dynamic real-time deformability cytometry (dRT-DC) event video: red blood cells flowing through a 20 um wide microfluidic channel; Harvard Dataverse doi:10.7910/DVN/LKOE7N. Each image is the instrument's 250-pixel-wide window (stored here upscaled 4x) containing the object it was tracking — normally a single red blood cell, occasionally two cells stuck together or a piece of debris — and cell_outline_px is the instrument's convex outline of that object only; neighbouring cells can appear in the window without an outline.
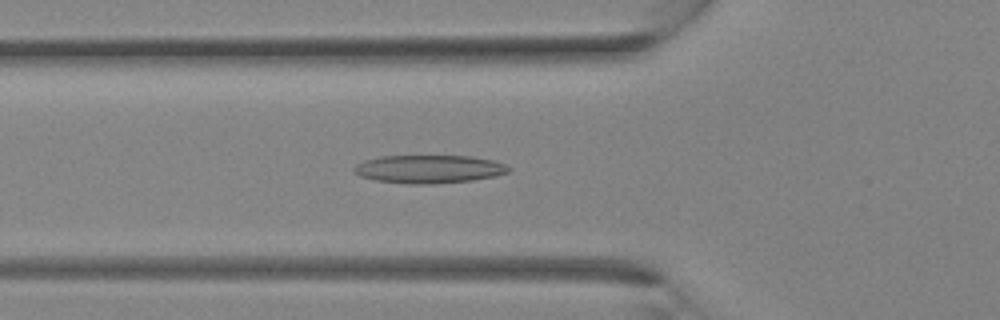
{"species": "Egyptian fruit bat (a non-hibernating species)", "species_latin": "Rousettus aegyptiacus", "temperature_condition": "room temperature", "stored_images_in_passage": 33, "camera_frame_rate_fps": 3000, "um_per_image_px": 0.085, "animal": {"sex": "female"}, "frame": {"image": 1, "passage_image": 11, "time_ms": 3.333, "image_size_px": [1000, 320], "cell_outline_px": [[508, 172], [496, 176], [472, 180], [436, 184], [408, 184], [376, 180], [360, 176], [352, 168], [356, 164], [364, 160], [380, 156], [472, 156], [492, 160], [504, 164], [508, 168]], "centroid_in_image_um": [36.44, 14.37], "position_along_channel_um": 89.4, "area_um2": 25.32}}
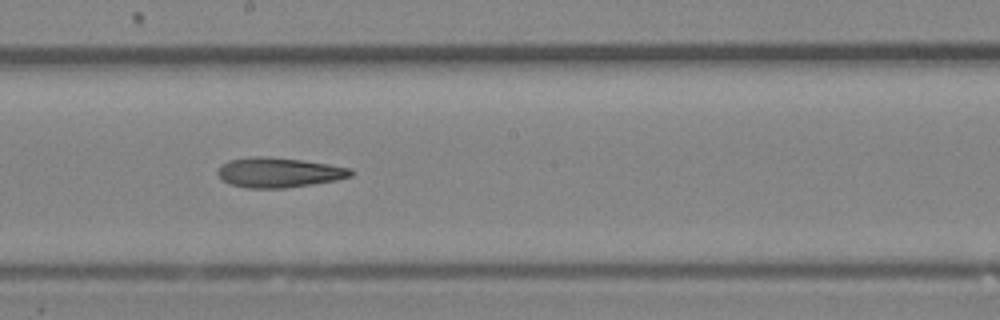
{"frame": {"image": 2, "passage_image": 18, "time_ms": 5.667, "image_size_px": [1000, 320], "cell_outline_px": [[352, 176], [336, 180], [312, 184], [284, 188], [248, 188], [228, 184], [216, 172], [220, 164], [228, 160], [252, 156], [264, 156], [300, 160], [328, 164], [352, 168]], "centroid_in_image_um": [23.66, 14.66], "position_along_channel_um": 224.5, "area_um2": 23.18}}
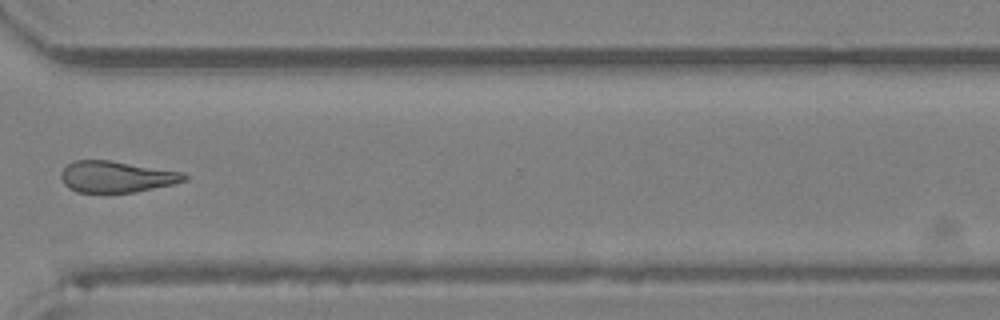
{"frame": {"image": 3, "passage_image": 25, "time_ms": 8.0, "image_size_px": [1000, 320], "cell_outline_px": [[188, 180], [172, 184], [136, 192], [76, 192], [68, 188], [64, 184], [60, 176], [60, 172], [72, 160], [108, 160], [184, 172], [188, 176]], "centroid_in_image_um": [9.89, 15.02], "position_along_channel_um": 360.7, "area_um2": 22.54}}